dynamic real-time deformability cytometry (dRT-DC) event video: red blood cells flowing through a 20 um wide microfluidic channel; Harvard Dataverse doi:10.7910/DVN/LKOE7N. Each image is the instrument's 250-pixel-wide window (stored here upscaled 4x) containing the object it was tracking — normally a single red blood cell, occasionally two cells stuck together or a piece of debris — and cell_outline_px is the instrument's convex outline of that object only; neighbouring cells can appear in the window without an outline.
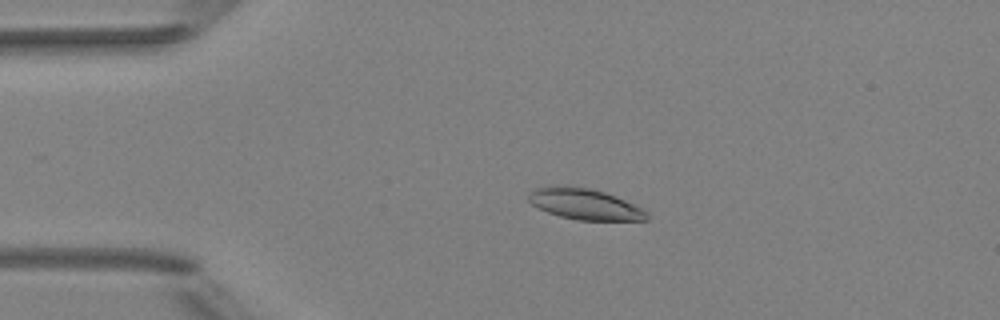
{"species": "Egyptian fruit bat (a non-hibernating species)", "species_latin": "Rousettus aegyptiacus", "temperature_condition": "room temperature", "stored_images_in_passage": 5, "camera_frame_rate_fps": 3000, "um_per_image_px": 0.085, "animal": {"sex": "female"}, "frame": {"image": 1, "passage_image": 3, "time_ms": 2.333, "image_size_px": [1000, 320], "cell_outline_px": [[648, 220], [576, 220], [560, 216], [548, 212], [532, 204], [528, 200], [528, 196], [536, 188], [556, 184], [560, 184], [588, 188], [604, 192], [624, 200], [648, 212]], "centroid_in_image_um": [49.67, 17.34], "position_along_channel_um": 35.3, "area_um2": 21.15}}
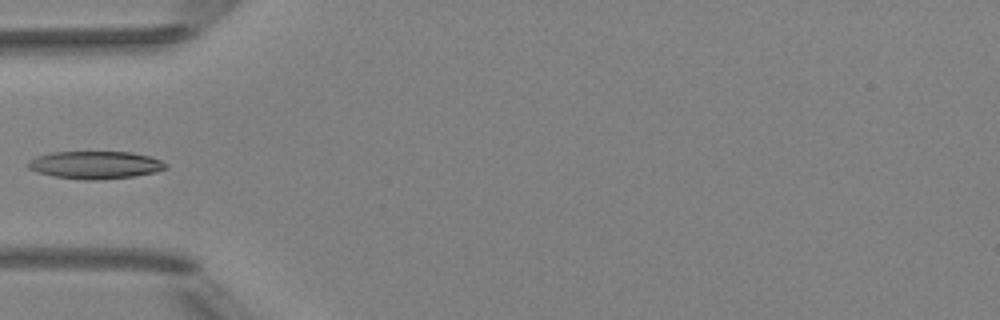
{"frame": {"image": 2, "passage_image": 5, "time_ms": 4.333, "image_size_px": [1000, 320], "cell_outline_px": [[168, 168], [156, 172], [136, 176], [100, 180], [84, 180], [56, 176], [40, 172], [28, 168], [24, 164], [28, 160], [36, 156], [52, 152], [132, 152], [152, 156], [168, 164]], "centroid_in_image_um": [8.13, 14.01], "position_along_channel_um": 76.9, "area_um2": 22.43}}